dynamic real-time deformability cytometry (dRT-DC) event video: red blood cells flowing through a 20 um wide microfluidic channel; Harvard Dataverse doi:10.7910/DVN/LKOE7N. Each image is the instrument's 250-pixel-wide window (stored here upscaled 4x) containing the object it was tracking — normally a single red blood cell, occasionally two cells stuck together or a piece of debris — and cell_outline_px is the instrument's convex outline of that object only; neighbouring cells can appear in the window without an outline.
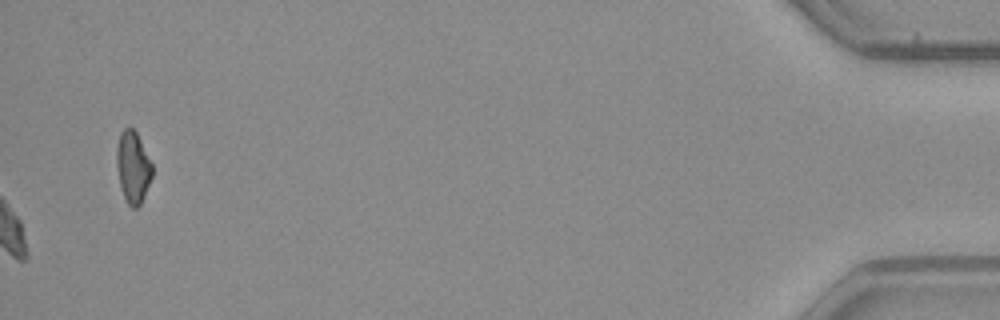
{"species": "common noctule bat (a hibernating species)", "species_latin": "Nyctalus noctula", "temperature_condition": "warm", "stored_images_in_passage": 38, "camera_frame_rate_fps": 3000, "um_per_image_px": 0.085, "animal": {"sex": "male", "body_mass_g": 23.1, "forearm_length_mm": 52.7}, "frame": {"image": 1, "passage_image": 38, "time_ms": 12.333, "image_size_px": [1000, 320], "cell_outline_px": [[152, 176], [144, 196], [140, 204], [136, 208], [132, 208], [128, 204], [120, 188], [116, 164], [116, 148], [120, 132], [124, 128], [132, 128], [136, 132], [152, 164]], "centroid_in_image_um": [11.28, 14.21], "position_along_channel_um": 423.9, "area_um2": 14.8}}